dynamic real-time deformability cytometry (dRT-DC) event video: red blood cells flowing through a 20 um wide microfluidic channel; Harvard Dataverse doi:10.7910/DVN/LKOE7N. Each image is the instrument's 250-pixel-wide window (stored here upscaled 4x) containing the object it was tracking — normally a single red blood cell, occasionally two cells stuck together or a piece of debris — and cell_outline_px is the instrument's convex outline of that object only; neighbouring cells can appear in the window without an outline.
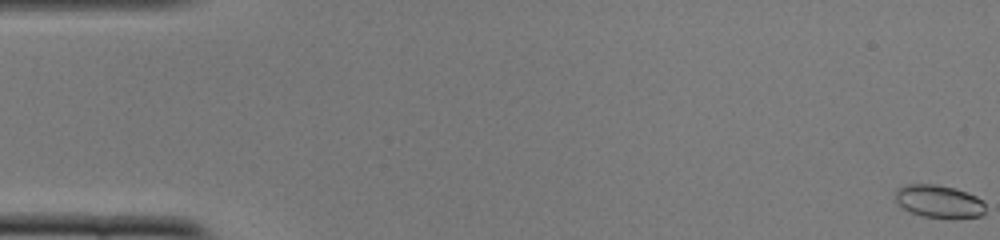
{"species": "common noctule bat (a hibernating species)", "species_latin": "Nyctalus noctula", "temperature_condition": "cold", "stored_images_in_passage": 53, "camera_frame_rate_fps": 3000, "um_per_image_px": 0.085, "animal": {"sex": "female", "body_mass_g": 22.0, "forearm_length_mm": 56.7}, "frame": {"image": 1, "passage_image": 1, "time_ms": 0.0, "image_size_px": [1000, 240], "cell_outline_px": [[984, 212], [980, 216], [956, 220], [952, 220], [924, 216], [908, 212], [896, 200], [896, 188], [904, 184], [936, 184], [956, 188], [976, 196], [984, 200]], "centroid_in_image_um": [79.83, 17.14], "position_along_channel_um": 5.2, "area_um2": 17.69}}
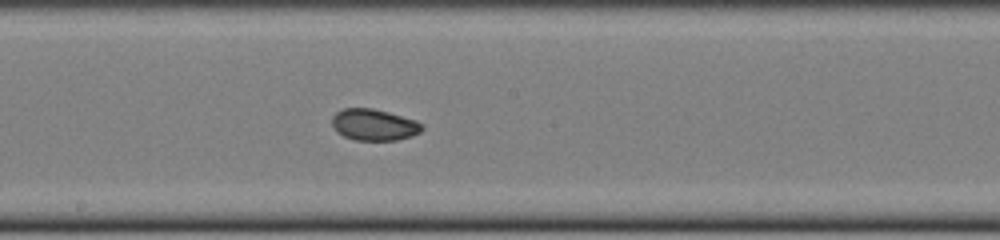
{"frame": {"image": 2, "passage_image": 29, "time_ms": 9.333, "image_size_px": [1000, 240], "cell_outline_px": [[424, 128], [420, 132], [412, 136], [396, 140], [352, 140], [336, 132], [332, 124], [332, 116], [336, 112], [344, 108], [372, 108], [388, 112], [416, 120], [424, 124]], "centroid_in_image_um": [31.79, 10.61], "position_along_channel_um": 216.4, "area_um2": 16.65}}
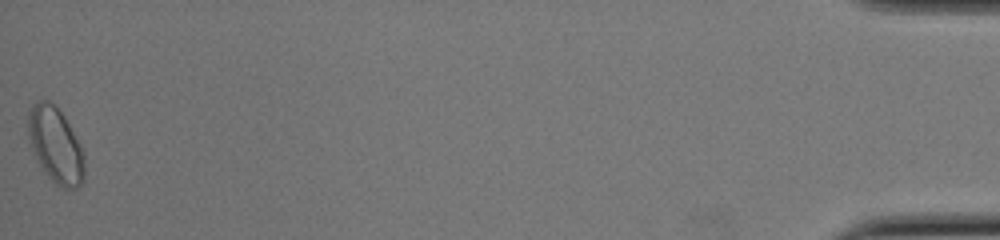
{"frame": {"image": 3, "passage_image": 53, "time_ms": 17.333, "image_size_px": [1000, 240], "cell_outline_px": [[84, 180], [76, 188], [60, 188], [48, 176], [36, 160], [28, 136], [28, 112], [32, 104], [40, 100], [48, 100], [64, 116], [84, 152]], "centroid_in_image_um": [4.72, 12.35], "position_along_channel_um": 430.5, "area_um2": 24.62}, "authors_computed_cell_mechanics": {"area_um2": 17.2244, "velocity_mm_per_s": 3.8833, "shape_relaxation_time_tau1_ms": 3.4667, "shape_relaxation_time_tau2_ms": 2.6618, "deformation_change_tau1": 0.0782, "deformation_change_tau2": 0.053}}